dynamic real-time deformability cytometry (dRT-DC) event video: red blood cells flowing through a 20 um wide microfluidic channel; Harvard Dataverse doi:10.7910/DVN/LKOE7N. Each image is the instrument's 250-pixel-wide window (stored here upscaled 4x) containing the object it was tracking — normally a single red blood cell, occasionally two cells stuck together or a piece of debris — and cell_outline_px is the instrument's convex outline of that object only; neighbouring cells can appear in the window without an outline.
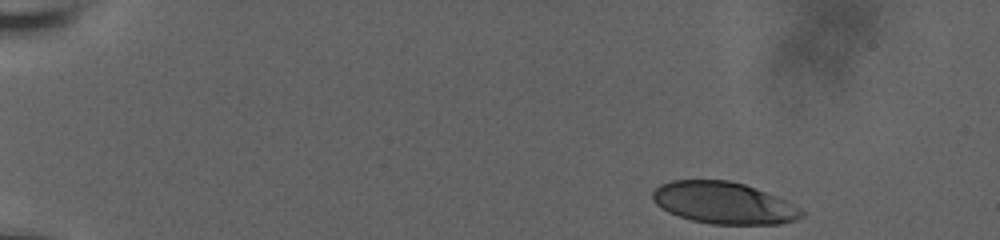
{"species": "human", "species_latin": "Homo sapiens", "temperature_condition": "room temperature", "stored_images_in_passage": 36, "camera_frame_rate_fps": 3000, "um_per_image_px": 0.085, "donor": {"sex": "male"}, "frame": {"image": 1, "passage_image": 1, "time_ms": 0.0, "image_size_px": [1000, 240], "cell_outline_px": [[808, 212], [804, 216], [796, 220], [780, 224], [712, 224], [692, 220], [668, 212], [656, 204], [652, 200], [652, 192], [660, 184], [672, 180], [728, 180], [744, 184], [776, 196]], "centroid_in_image_um": [61.53, 17.25], "position_along_channel_um": 23.5, "area_um2": 36.3}}
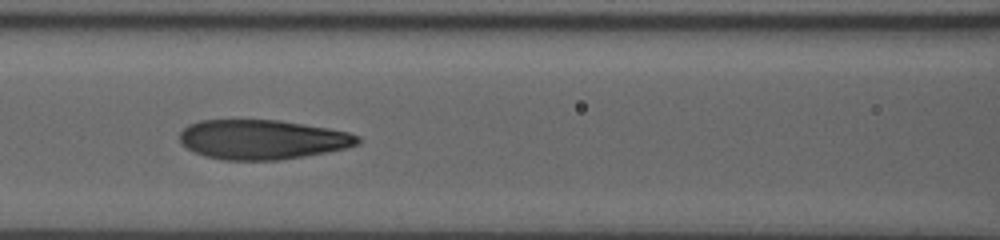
{"frame": {"image": 2, "passage_image": 21, "time_ms": 6.667, "image_size_px": [1000, 240], "cell_outline_px": [[360, 144], [328, 152], [280, 160], [224, 160], [204, 156], [188, 148], [180, 140], [180, 132], [188, 124], [200, 120], [280, 120], [328, 128], [348, 132], [360, 136]], "centroid_in_image_um": [22.31, 11.86], "position_along_channel_um": 144.3, "area_um2": 41.04}}
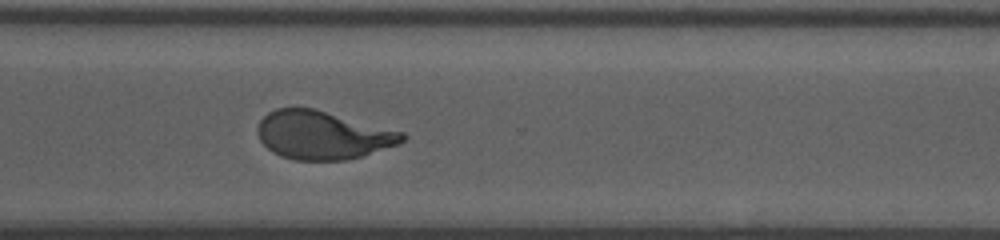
{"frame": {"image": 3, "passage_image": 36, "time_ms": 11.667, "image_size_px": [1000, 240], "cell_outline_px": [[408, 136], [400, 144], [360, 156], [344, 160], [296, 160], [280, 156], [272, 152], [260, 140], [256, 132], [256, 128], [260, 120], [268, 112], [276, 108], [312, 108], [404, 132]], "centroid_in_image_um": [27.41, 11.49], "position_along_channel_um": 343.2, "area_um2": 40.58}}